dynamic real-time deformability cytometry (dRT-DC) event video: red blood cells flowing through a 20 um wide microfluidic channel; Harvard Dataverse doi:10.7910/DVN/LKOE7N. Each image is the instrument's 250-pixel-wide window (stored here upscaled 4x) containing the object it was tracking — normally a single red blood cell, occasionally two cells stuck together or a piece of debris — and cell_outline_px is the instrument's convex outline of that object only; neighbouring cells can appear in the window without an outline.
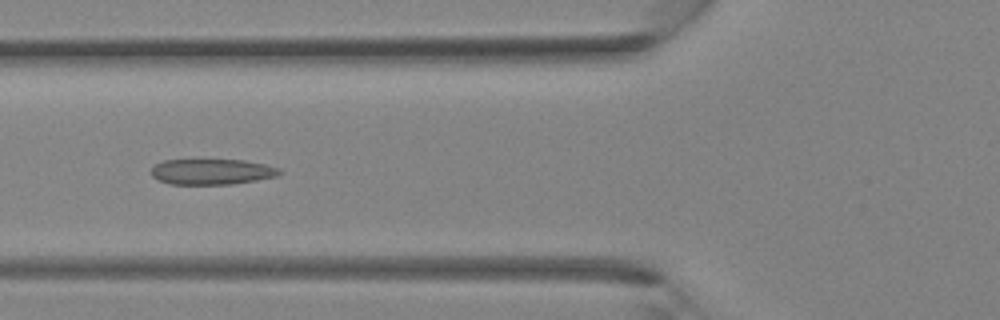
{"species": "Egyptian fruit bat (a non-hibernating species)", "species_latin": "Rousettus aegyptiacus", "temperature_condition": "room temperature", "stored_images_in_passage": 28, "camera_frame_rate_fps": 3000, "um_per_image_px": 0.085, "animal": {"sex": "female"}, "frame": {"image": 1, "passage_image": 6, "time_ms": 1.667, "image_size_px": [1000, 320], "cell_outline_px": [[284, 172], [276, 176], [256, 180], [232, 184], [172, 184], [160, 180], [152, 176], [152, 168], [156, 164], [164, 160], [244, 160], [264, 164], [280, 168]], "centroid_in_image_um": [18.05, 14.59], "position_along_channel_um": 107.8, "area_um2": 19.02}}
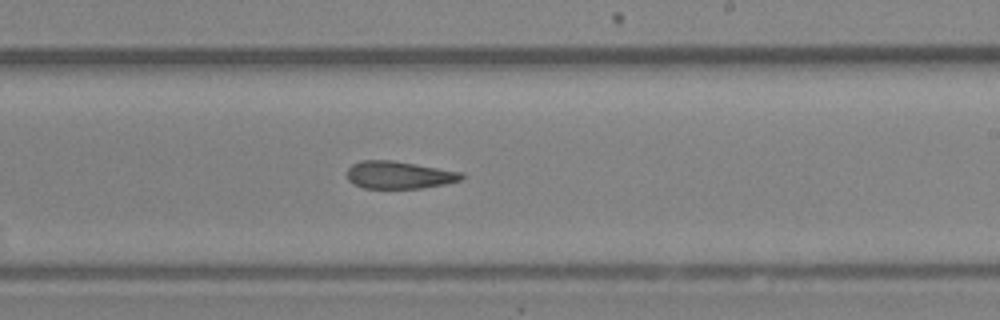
{"frame": {"image": 2, "passage_image": 14, "time_ms": 4.333, "image_size_px": [1000, 320], "cell_outline_px": [[464, 176], [460, 180], [444, 184], [420, 188], [364, 188], [352, 184], [348, 180], [348, 168], [352, 164], [360, 160], [392, 160], [464, 172]], "centroid_in_image_um": [33.9, 14.86], "position_along_channel_um": 255.1, "area_um2": 18.38}}
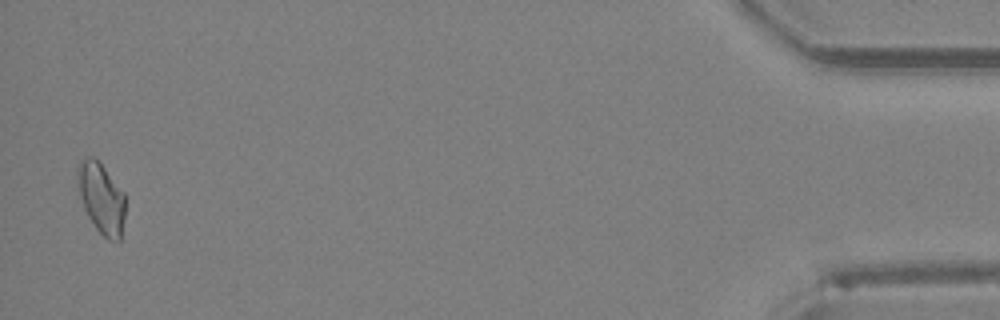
{"frame": {"image": 3, "passage_image": 28, "time_ms": 9.0, "image_size_px": [1000, 320], "cell_outline_px": [[124, 220], [120, 240], [108, 240], [96, 228], [88, 216], [84, 208], [80, 196], [76, 180], [76, 168], [80, 160], [84, 156], [92, 156], [104, 168], [124, 192]], "centroid_in_image_um": [8.58, 16.81], "position_along_channel_um": 426.6, "area_um2": 19.59}}